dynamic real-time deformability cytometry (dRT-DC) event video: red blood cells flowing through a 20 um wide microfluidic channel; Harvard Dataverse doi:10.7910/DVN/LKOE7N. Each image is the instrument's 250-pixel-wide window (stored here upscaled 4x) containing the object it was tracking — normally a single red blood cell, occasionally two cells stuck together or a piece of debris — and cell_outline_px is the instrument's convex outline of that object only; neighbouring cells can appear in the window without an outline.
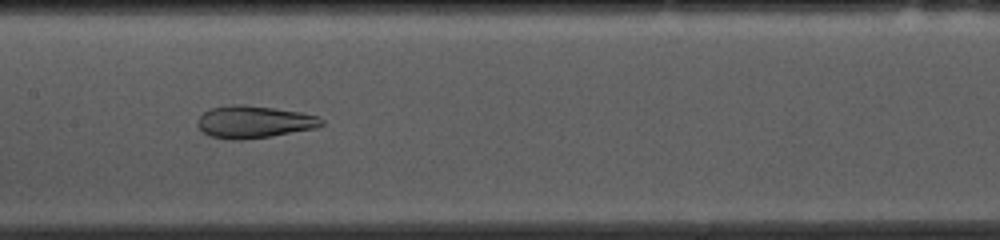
{"species": "common noctule bat (a hibernating species)", "species_latin": "Nyctalus noctula", "temperature_condition": "cold", "stored_images_in_passage": 53, "camera_frame_rate_fps": 3000, "um_per_image_px": 0.085, "animal": {"sex": "female", "body_mass_g": 10.0, "forearm_length_mm": 53.1}, "frame": {"image": 1, "passage_image": 25, "time_ms": 8.0, "image_size_px": [1000, 240], "cell_outline_px": [[324, 124], [316, 128], [272, 136], [240, 140], [232, 140], [212, 136], [204, 132], [196, 124], [196, 120], [208, 108], [232, 104], [244, 104], [276, 108], [304, 112], [320, 116], [324, 120]], "centroid_in_image_um": [21.62, 10.34], "position_along_channel_um": 185.8, "area_um2": 23.7}}
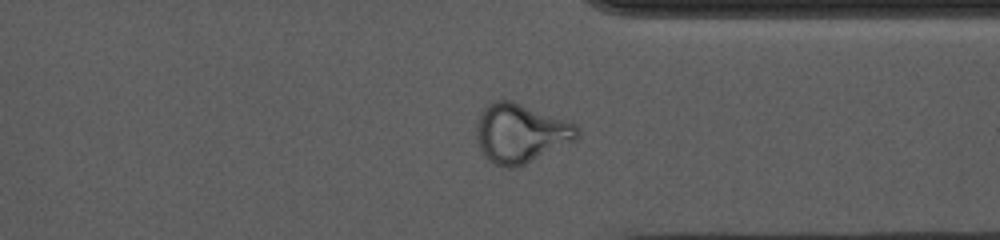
{"frame": {"image": 2, "passage_image": 40, "time_ms": 13.0, "image_size_px": [1000, 240], "cell_outline_px": [[580, 132], [576, 140], [516, 168], [508, 168], [496, 164], [488, 160], [484, 156], [480, 148], [476, 124], [480, 112], [488, 104], [496, 100], [508, 100], [568, 120], [576, 124]], "centroid_in_image_um": [44.26, 11.33], "position_along_channel_um": 367.1, "area_um2": 34.39}}
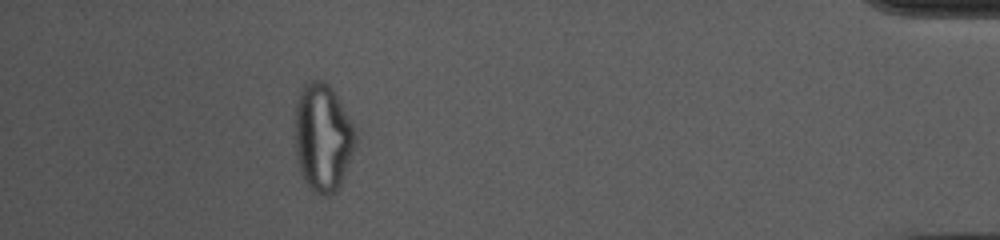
{"frame": {"image": 3, "passage_image": 48, "time_ms": 15.667, "image_size_px": [1000, 240], "cell_outline_px": [[356, 144], [352, 156], [340, 188], [336, 192], [328, 196], [324, 196], [316, 192], [304, 180], [296, 156], [296, 104], [300, 92], [304, 84], [312, 80], [320, 80], [328, 84], [332, 88], [352, 124], [356, 132]], "centroid_in_image_um": [27.46, 11.71], "position_along_channel_um": 407.7, "area_um2": 37.69}, "authors_computed_cell_mechanics": {"area_um2": 29.0734, "velocity_mm_per_s": 3.6859, "shape_relaxation_time_tau1_ms": null, "shape_relaxation_time_tau2_ms": 1.9325, "deformation_change_tau1": null, "deformation_change_tau2": 0.0976}}